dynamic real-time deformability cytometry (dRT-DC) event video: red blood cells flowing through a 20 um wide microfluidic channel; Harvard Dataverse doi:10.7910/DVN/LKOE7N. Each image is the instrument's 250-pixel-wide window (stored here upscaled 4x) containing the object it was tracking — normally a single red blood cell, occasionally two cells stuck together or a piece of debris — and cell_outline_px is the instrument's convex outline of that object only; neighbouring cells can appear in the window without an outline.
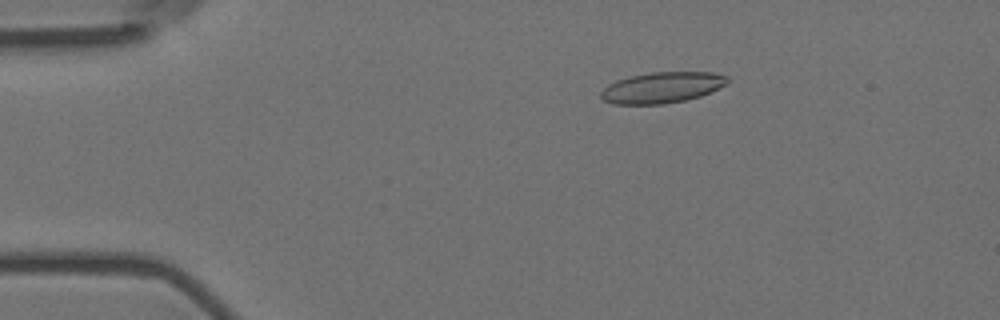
{"species": "Egyptian fruit bat (a non-hibernating species)", "species_latin": "Rousettus aegyptiacus", "temperature_condition": "room temperature", "stored_images_in_passage": 55, "camera_frame_rate_fps": 3000, "um_per_image_px": 0.085, "animal": {"sex": "female"}, "frame": {"image": 1, "passage_image": 10, "time_ms": 3.0, "image_size_px": [1000, 320], "cell_outline_px": [[728, 84], [700, 96], [684, 100], [664, 104], [612, 104], [604, 100], [600, 96], [600, 92], [608, 84], [616, 80], [632, 76], [652, 72], [712, 72], [728, 76]], "centroid_in_image_um": [56.27, 7.44], "position_along_channel_um": 28.7, "area_um2": 22.77}}
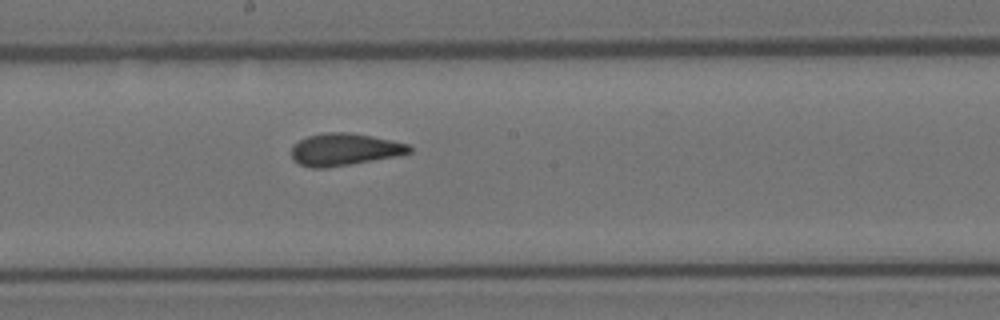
{"frame": {"image": 2, "passage_image": 30, "time_ms": 9.667, "image_size_px": [1000, 320], "cell_outline_px": [[412, 152], [396, 156], [328, 168], [312, 168], [300, 164], [292, 160], [292, 144], [308, 136], [324, 132], [348, 132], [372, 136], [392, 140], [408, 144], [412, 148]], "centroid_in_image_um": [29.26, 12.7], "position_along_channel_um": 218.9, "area_um2": 22.2}}
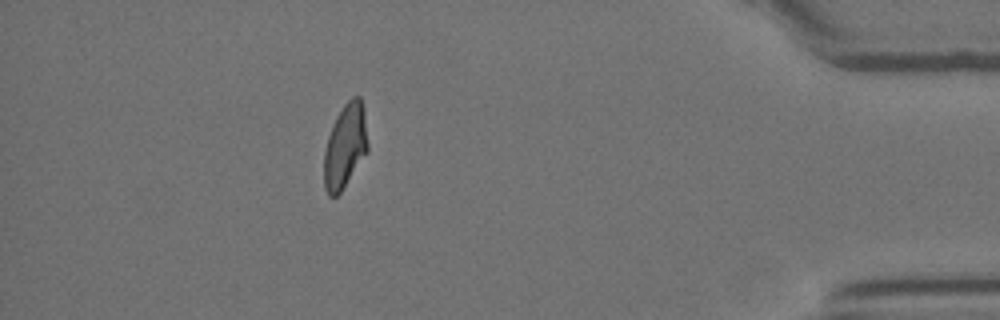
{"frame": {"image": 3, "passage_image": 49, "time_ms": 16.0, "image_size_px": [1000, 320], "cell_outline_px": [[368, 152], [340, 192], [336, 196], [328, 196], [324, 188], [324, 152], [328, 136], [332, 124], [336, 116], [344, 104], [352, 96], [360, 96], [364, 108], [368, 144]], "centroid_in_image_um": [29.34, 12.4], "position_along_channel_um": 405.9, "area_um2": 21.62}, "authors_computed_cell_mechanics": {"area_um2": 22.1952, "velocity_mm_per_s": 3.7154, "shape_relaxation_time_tau1_ms": 9.479, "shape_relaxation_time_tau2_ms": 1.5272, "deformation_change_tau1": 0.2161, "deformation_change_tau2": 0.084}}